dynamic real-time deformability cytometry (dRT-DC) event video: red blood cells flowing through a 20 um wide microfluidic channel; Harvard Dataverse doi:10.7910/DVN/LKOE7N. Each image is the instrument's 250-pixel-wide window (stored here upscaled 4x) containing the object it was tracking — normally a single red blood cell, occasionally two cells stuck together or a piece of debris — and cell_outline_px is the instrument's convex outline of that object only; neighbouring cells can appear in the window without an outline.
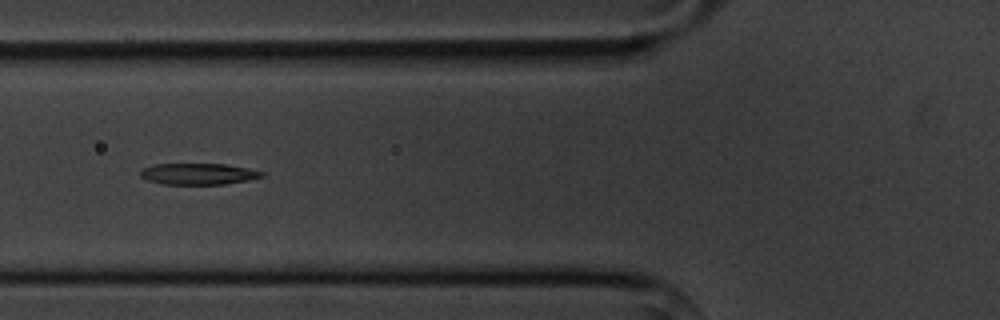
{"species": "common noctule bat (a hibernating species)", "species_latin": "Nyctalus noctula", "temperature_condition": "cold", "stored_images_in_passage": 8, "camera_frame_rate_fps": 3000, "um_per_image_px": 0.085, "animal": {"sex": "male", "body_mass_g": 20.1, "forearm_length_mm": 53.5}, "frame": {"image": 1, "passage_image": 4, "time_ms": 3.667, "image_size_px": [1000, 320], "cell_outline_px": [[264, 176], [248, 180], [224, 184], [164, 184], [148, 180], [140, 176], [140, 168], [152, 164], [228, 164], [248, 168], [264, 172]], "centroid_in_image_um": [16.84, 14.77], "position_along_channel_um": 109.0, "area_um2": 15.14}}
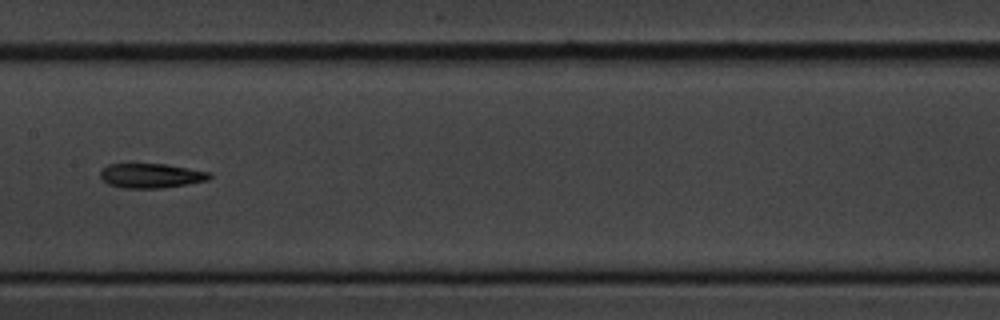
{"frame": {"image": 2, "passage_image": 6, "time_ms": 6.0, "image_size_px": [1000, 320], "cell_outline_px": [[212, 176], [208, 180], [164, 188], [124, 188], [108, 184], [100, 176], [100, 168], [108, 164], [128, 160], [168, 164], [212, 172]], "centroid_in_image_um": [12.78, 14.87], "position_along_channel_um": 194.6, "area_um2": 16.65}}
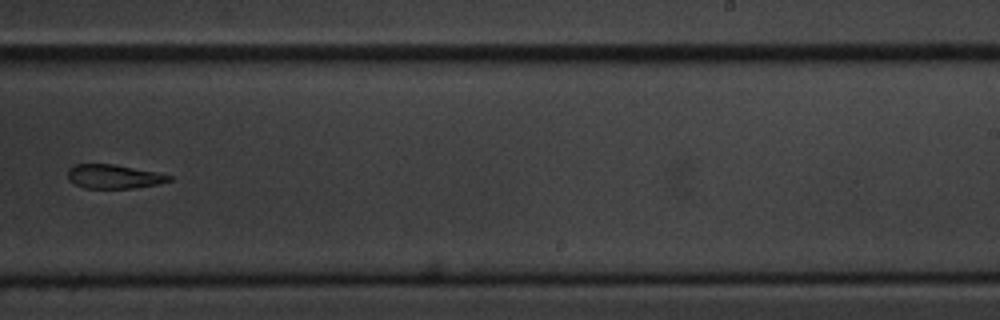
{"frame": {"image": 3, "passage_image": 8, "time_ms": 8.333, "image_size_px": [1000, 320], "cell_outline_px": [[172, 180], [156, 184], [132, 188], [84, 188], [68, 180], [68, 168], [72, 164], [112, 164], [156, 172], [172, 176]], "centroid_in_image_um": [9.63, 15.0], "position_along_channel_um": 279.4, "area_um2": 14.05}}